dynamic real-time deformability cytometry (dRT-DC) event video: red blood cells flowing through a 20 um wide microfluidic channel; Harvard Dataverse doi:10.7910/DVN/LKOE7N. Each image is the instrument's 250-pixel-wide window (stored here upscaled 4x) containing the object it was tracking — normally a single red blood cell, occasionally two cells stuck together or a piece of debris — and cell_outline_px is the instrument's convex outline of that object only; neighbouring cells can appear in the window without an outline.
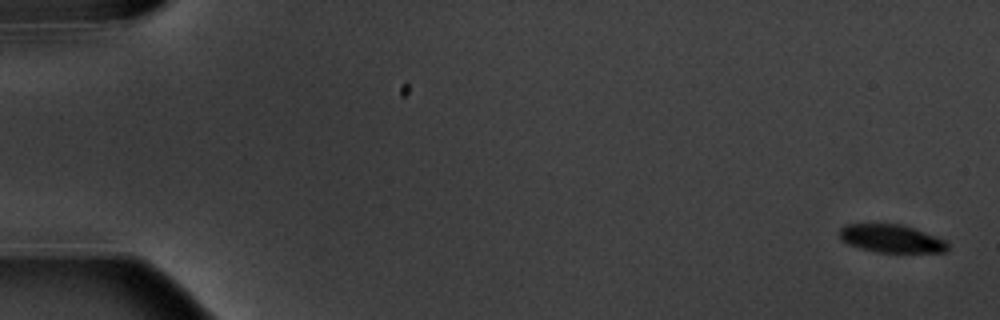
{"species": "common noctule bat (a hibernating species)", "species_latin": "Nyctalus noctula", "temperature_condition": "warm", "stored_images_in_passage": 6, "camera_frame_rate_fps": 3000, "um_per_image_px": 0.085, "animal": {"sex": "male", "body_mass_g": 20.1, "forearm_length_mm": 53.5}, "frame": {"image": 1, "passage_image": 1, "time_ms": 0.0, "image_size_px": [1000, 320], "cell_outline_px": [[948, 248], [944, 252], [876, 252], [860, 248], [848, 244], [840, 236], [840, 228], [844, 224], [904, 224], [948, 240]], "centroid_in_image_um": [75.81, 20.27], "position_along_channel_um": 9.2, "area_um2": 17.74}}
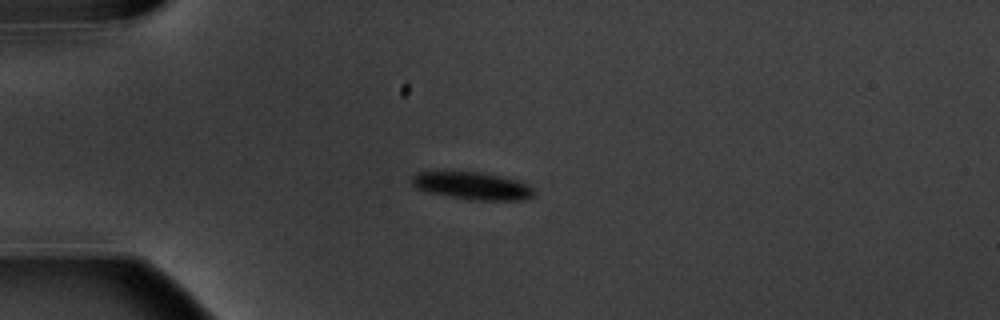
{"frame": {"image": 2, "passage_image": 5, "time_ms": 4.667, "image_size_px": [1000, 320], "cell_outline_px": [[536, 192], [532, 196], [524, 200], [472, 200], [432, 192], [416, 188], [412, 184], [412, 176], [416, 172], [480, 172], [500, 176], [516, 180], [528, 184]], "centroid_in_image_um": [40.19, 15.79], "position_along_channel_um": 44.8, "area_um2": 19.25}}